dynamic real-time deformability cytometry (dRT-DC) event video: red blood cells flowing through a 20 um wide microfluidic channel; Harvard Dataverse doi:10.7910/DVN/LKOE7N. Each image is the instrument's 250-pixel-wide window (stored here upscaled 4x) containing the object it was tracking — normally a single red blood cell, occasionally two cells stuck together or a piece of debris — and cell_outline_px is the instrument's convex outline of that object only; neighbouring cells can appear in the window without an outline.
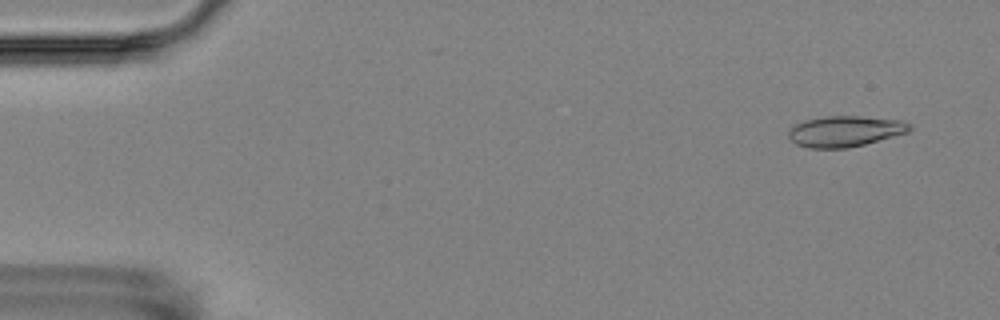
{"species": "Egyptian fruit bat (a non-hibernating species)", "species_latin": "Rousettus aegyptiacus", "temperature_condition": "room temperature", "stored_images_in_passage": 5, "camera_frame_rate_fps": 3000, "um_per_image_px": 0.085, "animal": {"sex": "female"}, "frame": {"image": 1, "passage_image": 2, "time_ms": 1.0, "image_size_px": [1000, 320], "cell_outline_px": [[912, 128], [908, 132], [864, 144], [848, 148], [808, 148], [796, 144], [788, 136], [788, 132], [796, 124], [804, 120], [824, 116], [860, 116], [900, 120], [912, 124]], "centroid_in_image_um": [71.83, 11.15], "position_along_channel_um": 13.2, "area_um2": 21.68}}